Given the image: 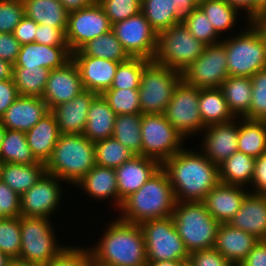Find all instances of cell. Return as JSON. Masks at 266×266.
Segmentation results:
<instances>
[{
	"mask_svg": "<svg viewBox=\"0 0 266 266\" xmlns=\"http://www.w3.org/2000/svg\"><path fill=\"white\" fill-rule=\"evenodd\" d=\"M181 266H195V265L189 259V260L184 261Z\"/></svg>",
	"mask_w": 266,
	"mask_h": 266,
	"instance_id": "cell-69",
	"label": "cell"
},
{
	"mask_svg": "<svg viewBox=\"0 0 266 266\" xmlns=\"http://www.w3.org/2000/svg\"><path fill=\"white\" fill-rule=\"evenodd\" d=\"M97 95L93 91L84 89L71 101L57 105L51 110L60 134H83L90 104Z\"/></svg>",
	"mask_w": 266,
	"mask_h": 266,
	"instance_id": "cell-24",
	"label": "cell"
},
{
	"mask_svg": "<svg viewBox=\"0 0 266 266\" xmlns=\"http://www.w3.org/2000/svg\"><path fill=\"white\" fill-rule=\"evenodd\" d=\"M78 66L83 89L102 94L110 89L120 62L83 55L79 50L72 53Z\"/></svg>",
	"mask_w": 266,
	"mask_h": 266,
	"instance_id": "cell-20",
	"label": "cell"
},
{
	"mask_svg": "<svg viewBox=\"0 0 266 266\" xmlns=\"http://www.w3.org/2000/svg\"><path fill=\"white\" fill-rule=\"evenodd\" d=\"M112 30L130 57L153 60L157 45V32L142 12L112 24Z\"/></svg>",
	"mask_w": 266,
	"mask_h": 266,
	"instance_id": "cell-16",
	"label": "cell"
},
{
	"mask_svg": "<svg viewBox=\"0 0 266 266\" xmlns=\"http://www.w3.org/2000/svg\"><path fill=\"white\" fill-rule=\"evenodd\" d=\"M0 160L2 163L36 164L28 145L24 131L7 129L0 146Z\"/></svg>",
	"mask_w": 266,
	"mask_h": 266,
	"instance_id": "cell-38",
	"label": "cell"
},
{
	"mask_svg": "<svg viewBox=\"0 0 266 266\" xmlns=\"http://www.w3.org/2000/svg\"><path fill=\"white\" fill-rule=\"evenodd\" d=\"M248 189L252 193L266 195V152L255 158L252 183Z\"/></svg>",
	"mask_w": 266,
	"mask_h": 266,
	"instance_id": "cell-55",
	"label": "cell"
},
{
	"mask_svg": "<svg viewBox=\"0 0 266 266\" xmlns=\"http://www.w3.org/2000/svg\"><path fill=\"white\" fill-rule=\"evenodd\" d=\"M92 266H106L93 260Z\"/></svg>",
	"mask_w": 266,
	"mask_h": 266,
	"instance_id": "cell-71",
	"label": "cell"
},
{
	"mask_svg": "<svg viewBox=\"0 0 266 266\" xmlns=\"http://www.w3.org/2000/svg\"><path fill=\"white\" fill-rule=\"evenodd\" d=\"M46 172L45 163L15 164L3 163L1 167V180L5 182L18 195L29 190Z\"/></svg>",
	"mask_w": 266,
	"mask_h": 266,
	"instance_id": "cell-31",
	"label": "cell"
},
{
	"mask_svg": "<svg viewBox=\"0 0 266 266\" xmlns=\"http://www.w3.org/2000/svg\"><path fill=\"white\" fill-rule=\"evenodd\" d=\"M259 239L228 223L219 224L214 248L233 266H239Z\"/></svg>",
	"mask_w": 266,
	"mask_h": 266,
	"instance_id": "cell-25",
	"label": "cell"
},
{
	"mask_svg": "<svg viewBox=\"0 0 266 266\" xmlns=\"http://www.w3.org/2000/svg\"><path fill=\"white\" fill-rule=\"evenodd\" d=\"M220 89L236 118L249 119L252 100V83L250 77L228 76Z\"/></svg>",
	"mask_w": 266,
	"mask_h": 266,
	"instance_id": "cell-30",
	"label": "cell"
},
{
	"mask_svg": "<svg viewBox=\"0 0 266 266\" xmlns=\"http://www.w3.org/2000/svg\"><path fill=\"white\" fill-rule=\"evenodd\" d=\"M14 259L0 251V266H12Z\"/></svg>",
	"mask_w": 266,
	"mask_h": 266,
	"instance_id": "cell-66",
	"label": "cell"
},
{
	"mask_svg": "<svg viewBox=\"0 0 266 266\" xmlns=\"http://www.w3.org/2000/svg\"><path fill=\"white\" fill-rule=\"evenodd\" d=\"M182 80L180 72L151 61L142 72L139 87L141 114H164L174 89Z\"/></svg>",
	"mask_w": 266,
	"mask_h": 266,
	"instance_id": "cell-9",
	"label": "cell"
},
{
	"mask_svg": "<svg viewBox=\"0 0 266 266\" xmlns=\"http://www.w3.org/2000/svg\"><path fill=\"white\" fill-rule=\"evenodd\" d=\"M66 28H55L48 24H38L35 42L48 46H68L65 36Z\"/></svg>",
	"mask_w": 266,
	"mask_h": 266,
	"instance_id": "cell-52",
	"label": "cell"
},
{
	"mask_svg": "<svg viewBox=\"0 0 266 266\" xmlns=\"http://www.w3.org/2000/svg\"><path fill=\"white\" fill-rule=\"evenodd\" d=\"M95 142L83 134H60L45 170L69 185H76L95 165Z\"/></svg>",
	"mask_w": 266,
	"mask_h": 266,
	"instance_id": "cell-4",
	"label": "cell"
},
{
	"mask_svg": "<svg viewBox=\"0 0 266 266\" xmlns=\"http://www.w3.org/2000/svg\"><path fill=\"white\" fill-rule=\"evenodd\" d=\"M141 12L157 34L181 23L184 16L173 0H143Z\"/></svg>",
	"mask_w": 266,
	"mask_h": 266,
	"instance_id": "cell-35",
	"label": "cell"
},
{
	"mask_svg": "<svg viewBox=\"0 0 266 266\" xmlns=\"http://www.w3.org/2000/svg\"><path fill=\"white\" fill-rule=\"evenodd\" d=\"M72 59L68 46H48L36 42L21 45L13 68H47L49 70L64 66Z\"/></svg>",
	"mask_w": 266,
	"mask_h": 266,
	"instance_id": "cell-23",
	"label": "cell"
},
{
	"mask_svg": "<svg viewBox=\"0 0 266 266\" xmlns=\"http://www.w3.org/2000/svg\"><path fill=\"white\" fill-rule=\"evenodd\" d=\"M4 1L16 2L20 4H23L25 2V0H4Z\"/></svg>",
	"mask_w": 266,
	"mask_h": 266,
	"instance_id": "cell-70",
	"label": "cell"
},
{
	"mask_svg": "<svg viewBox=\"0 0 266 266\" xmlns=\"http://www.w3.org/2000/svg\"><path fill=\"white\" fill-rule=\"evenodd\" d=\"M14 65L0 59V80L13 79Z\"/></svg>",
	"mask_w": 266,
	"mask_h": 266,
	"instance_id": "cell-62",
	"label": "cell"
},
{
	"mask_svg": "<svg viewBox=\"0 0 266 266\" xmlns=\"http://www.w3.org/2000/svg\"><path fill=\"white\" fill-rule=\"evenodd\" d=\"M12 266H45L37 263L23 262L20 260H14Z\"/></svg>",
	"mask_w": 266,
	"mask_h": 266,
	"instance_id": "cell-67",
	"label": "cell"
},
{
	"mask_svg": "<svg viewBox=\"0 0 266 266\" xmlns=\"http://www.w3.org/2000/svg\"><path fill=\"white\" fill-rule=\"evenodd\" d=\"M200 0H173L179 10L185 14L195 7H198Z\"/></svg>",
	"mask_w": 266,
	"mask_h": 266,
	"instance_id": "cell-61",
	"label": "cell"
},
{
	"mask_svg": "<svg viewBox=\"0 0 266 266\" xmlns=\"http://www.w3.org/2000/svg\"><path fill=\"white\" fill-rule=\"evenodd\" d=\"M252 83V100L249 119L266 120V68L250 77Z\"/></svg>",
	"mask_w": 266,
	"mask_h": 266,
	"instance_id": "cell-47",
	"label": "cell"
},
{
	"mask_svg": "<svg viewBox=\"0 0 266 266\" xmlns=\"http://www.w3.org/2000/svg\"><path fill=\"white\" fill-rule=\"evenodd\" d=\"M160 167L161 164L155 159L135 155L114 169L118 185V210L122 202L138 191Z\"/></svg>",
	"mask_w": 266,
	"mask_h": 266,
	"instance_id": "cell-19",
	"label": "cell"
},
{
	"mask_svg": "<svg viewBox=\"0 0 266 266\" xmlns=\"http://www.w3.org/2000/svg\"><path fill=\"white\" fill-rule=\"evenodd\" d=\"M6 131H7V129L3 126V124H2V122L0 120V146H1V143L3 142V140H4Z\"/></svg>",
	"mask_w": 266,
	"mask_h": 266,
	"instance_id": "cell-68",
	"label": "cell"
},
{
	"mask_svg": "<svg viewBox=\"0 0 266 266\" xmlns=\"http://www.w3.org/2000/svg\"><path fill=\"white\" fill-rule=\"evenodd\" d=\"M25 134L35 159L39 162L46 163L60 136L54 114L50 111L34 127L25 132Z\"/></svg>",
	"mask_w": 266,
	"mask_h": 266,
	"instance_id": "cell-28",
	"label": "cell"
},
{
	"mask_svg": "<svg viewBox=\"0 0 266 266\" xmlns=\"http://www.w3.org/2000/svg\"><path fill=\"white\" fill-rule=\"evenodd\" d=\"M239 266H266V240H259Z\"/></svg>",
	"mask_w": 266,
	"mask_h": 266,
	"instance_id": "cell-58",
	"label": "cell"
},
{
	"mask_svg": "<svg viewBox=\"0 0 266 266\" xmlns=\"http://www.w3.org/2000/svg\"><path fill=\"white\" fill-rule=\"evenodd\" d=\"M182 23L197 40L205 45L216 44L223 39L216 33L206 14L199 6L185 13Z\"/></svg>",
	"mask_w": 266,
	"mask_h": 266,
	"instance_id": "cell-44",
	"label": "cell"
},
{
	"mask_svg": "<svg viewBox=\"0 0 266 266\" xmlns=\"http://www.w3.org/2000/svg\"><path fill=\"white\" fill-rule=\"evenodd\" d=\"M116 114L101 94L90 104L83 135L92 142L112 137Z\"/></svg>",
	"mask_w": 266,
	"mask_h": 266,
	"instance_id": "cell-29",
	"label": "cell"
},
{
	"mask_svg": "<svg viewBox=\"0 0 266 266\" xmlns=\"http://www.w3.org/2000/svg\"><path fill=\"white\" fill-rule=\"evenodd\" d=\"M228 224L259 240H266V195L249 192Z\"/></svg>",
	"mask_w": 266,
	"mask_h": 266,
	"instance_id": "cell-26",
	"label": "cell"
},
{
	"mask_svg": "<svg viewBox=\"0 0 266 266\" xmlns=\"http://www.w3.org/2000/svg\"><path fill=\"white\" fill-rule=\"evenodd\" d=\"M229 5L236 8L240 13H244L247 20H254V0H225ZM246 14V15H245Z\"/></svg>",
	"mask_w": 266,
	"mask_h": 266,
	"instance_id": "cell-59",
	"label": "cell"
},
{
	"mask_svg": "<svg viewBox=\"0 0 266 266\" xmlns=\"http://www.w3.org/2000/svg\"><path fill=\"white\" fill-rule=\"evenodd\" d=\"M23 5L25 16L37 24L67 28L69 12L59 0H25Z\"/></svg>",
	"mask_w": 266,
	"mask_h": 266,
	"instance_id": "cell-33",
	"label": "cell"
},
{
	"mask_svg": "<svg viewBox=\"0 0 266 266\" xmlns=\"http://www.w3.org/2000/svg\"><path fill=\"white\" fill-rule=\"evenodd\" d=\"M20 48L21 44L13 33H0V59L14 65Z\"/></svg>",
	"mask_w": 266,
	"mask_h": 266,
	"instance_id": "cell-54",
	"label": "cell"
},
{
	"mask_svg": "<svg viewBox=\"0 0 266 266\" xmlns=\"http://www.w3.org/2000/svg\"><path fill=\"white\" fill-rule=\"evenodd\" d=\"M62 6L69 12L78 11L82 8L90 6L92 0H59Z\"/></svg>",
	"mask_w": 266,
	"mask_h": 266,
	"instance_id": "cell-60",
	"label": "cell"
},
{
	"mask_svg": "<svg viewBox=\"0 0 266 266\" xmlns=\"http://www.w3.org/2000/svg\"><path fill=\"white\" fill-rule=\"evenodd\" d=\"M79 51L85 56L98 57L115 62H124L130 58L112 29L88 41Z\"/></svg>",
	"mask_w": 266,
	"mask_h": 266,
	"instance_id": "cell-39",
	"label": "cell"
},
{
	"mask_svg": "<svg viewBox=\"0 0 266 266\" xmlns=\"http://www.w3.org/2000/svg\"><path fill=\"white\" fill-rule=\"evenodd\" d=\"M99 4L108 16L111 24L141 12V3L138 0H101Z\"/></svg>",
	"mask_w": 266,
	"mask_h": 266,
	"instance_id": "cell-49",
	"label": "cell"
},
{
	"mask_svg": "<svg viewBox=\"0 0 266 266\" xmlns=\"http://www.w3.org/2000/svg\"><path fill=\"white\" fill-rule=\"evenodd\" d=\"M141 136L142 156L155 159L161 165L186 144L164 114H142Z\"/></svg>",
	"mask_w": 266,
	"mask_h": 266,
	"instance_id": "cell-11",
	"label": "cell"
},
{
	"mask_svg": "<svg viewBox=\"0 0 266 266\" xmlns=\"http://www.w3.org/2000/svg\"><path fill=\"white\" fill-rule=\"evenodd\" d=\"M0 210L6 217H20V195L0 180Z\"/></svg>",
	"mask_w": 266,
	"mask_h": 266,
	"instance_id": "cell-51",
	"label": "cell"
},
{
	"mask_svg": "<svg viewBox=\"0 0 266 266\" xmlns=\"http://www.w3.org/2000/svg\"><path fill=\"white\" fill-rule=\"evenodd\" d=\"M199 91L181 80L164 112L168 122L186 141L199 137L205 128L198 107Z\"/></svg>",
	"mask_w": 266,
	"mask_h": 266,
	"instance_id": "cell-12",
	"label": "cell"
},
{
	"mask_svg": "<svg viewBox=\"0 0 266 266\" xmlns=\"http://www.w3.org/2000/svg\"><path fill=\"white\" fill-rule=\"evenodd\" d=\"M101 95L116 115L141 113L139 89H108Z\"/></svg>",
	"mask_w": 266,
	"mask_h": 266,
	"instance_id": "cell-45",
	"label": "cell"
},
{
	"mask_svg": "<svg viewBox=\"0 0 266 266\" xmlns=\"http://www.w3.org/2000/svg\"><path fill=\"white\" fill-rule=\"evenodd\" d=\"M183 148L161 167L167 172L176 202L202 201L219 182V165L199 149Z\"/></svg>",
	"mask_w": 266,
	"mask_h": 266,
	"instance_id": "cell-1",
	"label": "cell"
},
{
	"mask_svg": "<svg viewBox=\"0 0 266 266\" xmlns=\"http://www.w3.org/2000/svg\"><path fill=\"white\" fill-rule=\"evenodd\" d=\"M176 204L167 172L159 170L135 193L127 197L118 210V217L140 224L148 219L172 216Z\"/></svg>",
	"mask_w": 266,
	"mask_h": 266,
	"instance_id": "cell-3",
	"label": "cell"
},
{
	"mask_svg": "<svg viewBox=\"0 0 266 266\" xmlns=\"http://www.w3.org/2000/svg\"><path fill=\"white\" fill-rule=\"evenodd\" d=\"M37 27L38 24L34 20L24 16L14 29L13 35L21 45L32 43L35 42Z\"/></svg>",
	"mask_w": 266,
	"mask_h": 266,
	"instance_id": "cell-56",
	"label": "cell"
},
{
	"mask_svg": "<svg viewBox=\"0 0 266 266\" xmlns=\"http://www.w3.org/2000/svg\"><path fill=\"white\" fill-rule=\"evenodd\" d=\"M93 257L85 246L68 245L46 266H92Z\"/></svg>",
	"mask_w": 266,
	"mask_h": 266,
	"instance_id": "cell-48",
	"label": "cell"
},
{
	"mask_svg": "<svg viewBox=\"0 0 266 266\" xmlns=\"http://www.w3.org/2000/svg\"><path fill=\"white\" fill-rule=\"evenodd\" d=\"M83 90L78 66L71 59L64 66L50 70L42 99L51 111L57 105L71 101Z\"/></svg>",
	"mask_w": 266,
	"mask_h": 266,
	"instance_id": "cell-18",
	"label": "cell"
},
{
	"mask_svg": "<svg viewBox=\"0 0 266 266\" xmlns=\"http://www.w3.org/2000/svg\"><path fill=\"white\" fill-rule=\"evenodd\" d=\"M58 177L45 172L29 190L20 196L21 216L53 219L63 201V183Z\"/></svg>",
	"mask_w": 266,
	"mask_h": 266,
	"instance_id": "cell-14",
	"label": "cell"
},
{
	"mask_svg": "<svg viewBox=\"0 0 266 266\" xmlns=\"http://www.w3.org/2000/svg\"><path fill=\"white\" fill-rule=\"evenodd\" d=\"M205 46L181 22L157 34L152 61L182 74L203 53Z\"/></svg>",
	"mask_w": 266,
	"mask_h": 266,
	"instance_id": "cell-7",
	"label": "cell"
},
{
	"mask_svg": "<svg viewBox=\"0 0 266 266\" xmlns=\"http://www.w3.org/2000/svg\"><path fill=\"white\" fill-rule=\"evenodd\" d=\"M105 226L101 238L93 246H88L94 261L106 266H147L145 238L140 224L116 216Z\"/></svg>",
	"mask_w": 266,
	"mask_h": 266,
	"instance_id": "cell-2",
	"label": "cell"
},
{
	"mask_svg": "<svg viewBox=\"0 0 266 266\" xmlns=\"http://www.w3.org/2000/svg\"><path fill=\"white\" fill-rule=\"evenodd\" d=\"M142 114L117 115L112 137L135 155H142Z\"/></svg>",
	"mask_w": 266,
	"mask_h": 266,
	"instance_id": "cell-40",
	"label": "cell"
},
{
	"mask_svg": "<svg viewBox=\"0 0 266 266\" xmlns=\"http://www.w3.org/2000/svg\"><path fill=\"white\" fill-rule=\"evenodd\" d=\"M2 162H0V180H1V167H2Z\"/></svg>",
	"mask_w": 266,
	"mask_h": 266,
	"instance_id": "cell-73",
	"label": "cell"
},
{
	"mask_svg": "<svg viewBox=\"0 0 266 266\" xmlns=\"http://www.w3.org/2000/svg\"><path fill=\"white\" fill-rule=\"evenodd\" d=\"M182 80L199 89L220 88L229 76L225 46L206 45L203 53L181 74Z\"/></svg>",
	"mask_w": 266,
	"mask_h": 266,
	"instance_id": "cell-13",
	"label": "cell"
},
{
	"mask_svg": "<svg viewBox=\"0 0 266 266\" xmlns=\"http://www.w3.org/2000/svg\"><path fill=\"white\" fill-rule=\"evenodd\" d=\"M112 29L108 16L99 3L69 13L65 31L66 42L71 53L78 51L88 41Z\"/></svg>",
	"mask_w": 266,
	"mask_h": 266,
	"instance_id": "cell-15",
	"label": "cell"
},
{
	"mask_svg": "<svg viewBox=\"0 0 266 266\" xmlns=\"http://www.w3.org/2000/svg\"><path fill=\"white\" fill-rule=\"evenodd\" d=\"M255 169V158L235 152L219 165L220 182L250 187Z\"/></svg>",
	"mask_w": 266,
	"mask_h": 266,
	"instance_id": "cell-34",
	"label": "cell"
},
{
	"mask_svg": "<svg viewBox=\"0 0 266 266\" xmlns=\"http://www.w3.org/2000/svg\"><path fill=\"white\" fill-rule=\"evenodd\" d=\"M198 107L205 127L229 122L236 118L220 88L200 89Z\"/></svg>",
	"mask_w": 266,
	"mask_h": 266,
	"instance_id": "cell-32",
	"label": "cell"
},
{
	"mask_svg": "<svg viewBox=\"0 0 266 266\" xmlns=\"http://www.w3.org/2000/svg\"><path fill=\"white\" fill-rule=\"evenodd\" d=\"M189 259L195 266H233L215 248L194 251L190 253Z\"/></svg>",
	"mask_w": 266,
	"mask_h": 266,
	"instance_id": "cell-53",
	"label": "cell"
},
{
	"mask_svg": "<svg viewBox=\"0 0 266 266\" xmlns=\"http://www.w3.org/2000/svg\"><path fill=\"white\" fill-rule=\"evenodd\" d=\"M6 216L0 210V219L5 218Z\"/></svg>",
	"mask_w": 266,
	"mask_h": 266,
	"instance_id": "cell-72",
	"label": "cell"
},
{
	"mask_svg": "<svg viewBox=\"0 0 266 266\" xmlns=\"http://www.w3.org/2000/svg\"><path fill=\"white\" fill-rule=\"evenodd\" d=\"M94 3H99L101 0H92Z\"/></svg>",
	"mask_w": 266,
	"mask_h": 266,
	"instance_id": "cell-74",
	"label": "cell"
},
{
	"mask_svg": "<svg viewBox=\"0 0 266 266\" xmlns=\"http://www.w3.org/2000/svg\"><path fill=\"white\" fill-rule=\"evenodd\" d=\"M150 62L140 57H130L120 62L110 89H139L143 69Z\"/></svg>",
	"mask_w": 266,
	"mask_h": 266,
	"instance_id": "cell-43",
	"label": "cell"
},
{
	"mask_svg": "<svg viewBox=\"0 0 266 266\" xmlns=\"http://www.w3.org/2000/svg\"><path fill=\"white\" fill-rule=\"evenodd\" d=\"M238 151L253 158H258L266 152L264 120L239 118Z\"/></svg>",
	"mask_w": 266,
	"mask_h": 266,
	"instance_id": "cell-36",
	"label": "cell"
},
{
	"mask_svg": "<svg viewBox=\"0 0 266 266\" xmlns=\"http://www.w3.org/2000/svg\"><path fill=\"white\" fill-rule=\"evenodd\" d=\"M243 23L244 30L235 31V35L231 33L227 38L222 36L229 76L252 77L266 68V50L261 33L247 19Z\"/></svg>",
	"mask_w": 266,
	"mask_h": 266,
	"instance_id": "cell-5",
	"label": "cell"
},
{
	"mask_svg": "<svg viewBox=\"0 0 266 266\" xmlns=\"http://www.w3.org/2000/svg\"><path fill=\"white\" fill-rule=\"evenodd\" d=\"M184 261L167 260L157 262H147V266H181Z\"/></svg>",
	"mask_w": 266,
	"mask_h": 266,
	"instance_id": "cell-65",
	"label": "cell"
},
{
	"mask_svg": "<svg viewBox=\"0 0 266 266\" xmlns=\"http://www.w3.org/2000/svg\"><path fill=\"white\" fill-rule=\"evenodd\" d=\"M20 226V261L46 266L68 246L58 241L52 220L49 218L20 216Z\"/></svg>",
	"mask_w": 266,
	"mask_h": 266,
	"instance_id": "cell-8",
	"label": "cell"
},
{
	"mask_svg": "<svg viewBox=\"0 0 266 266\" xmlns=\"http://www.w3.org/2000/svg\"><path fill=\"white\" fill-rule=\"evenodd\" d=\"M238 129L239 118L205 127L199 135L203 137L199 139V151L212 163L220 165L238 151Z\"/></svg>",
	"mask_w": 266,
	"mask_h": 266,
	"instance_id": "cell-17",
	"label": "cell"
},
{
	"mask_svg": "<svg viewBox=\"0 0 266 266\" xmlns=\"http://www.w3.org/2000/svg\"><path fill=\"white\" fill-rule=\"evenodd\" d=\"M19 96L13 79L0 80V118Z\"/></svg>",
	"mask_w": 266,
	"mask_h": 266,
	"instance_id": "cell-57",
	"label": "cell"
},
{
	"mask_svg": "<svg viewBox=\"0 0 266 266\" xmlns=\"http://www.w3.org/2000/svg\"><path fill=\"white\" fill-rule=\"evenodd\" d=\"M145 238L147 262L186 261L189 252L179 236L173 217L148 219L140 223Z\"/></svg>",
	"mask_w": 266,
	"mask_h": 266,
	"instance_id": "cell-10",
	"label": "cell"
},
{
	"mask_svg": "<svg viewBox=\"0 0 266 266\" xmlns=\"http://www.w3.org/2000/svg\"><path fill=\"white\" fill-rule=\"evenodd\" d=\"M251 23L259 30L261 33L263 42L265 44V50H266V14L262 15L259 18H256L251 21Z\"/></svg>",
	"mask_w": 266,
	"mask_h": 266,
	"instance_id": "cell-63",
	"label": "cell"
},
{
	"mask_svg": "<svg viewBox=\"0 0 266 266\" xmlns=\"http://www.w3.org/2000/svg\"><path fill=\"white\" fill-rule=\"evenodd\" d=\"M93 200L106 202L111 199L115 212L118 211V185L113 168L95 165L75 186Z\"/></svg>",
	"mask_w": 266,
	"mask_h": 266,
	"instance_id": "cell-27",
	"label": "cell"
},
{
	"mask_svg": "<svg viewBox=\"0 0 266 266\" xmlns=\"http://www.w3.org/2000/svg\"><path fill=\"white\" fill-rule=\"evenodd\" d=\"M249 192L246 187L219 182L206 194L202 203L219 224L229 223Z\"/></svg>",
	"mask_w": 266,
	"mask_h": 266,
	"instance_id": "cell-21",
	"label": "cell"
},
{
	"mask_svg": "<svg viewBox=\"0 0 266 266\" xmlns=\"http://www.w3.org/2000/svg\"><path fill=\"white\" fill-rule=\"evenodd\" d=\"M177 232L190 253L214 248L219 223L202 201L176 202L172 213Z\"/></svg>",
	"mask_w": 266,
	"mask_h": 266,
	"instance_id": "cell-6",
	"label": "cell"
},
{
	"mask_svg": "<svg viewBox=\"0 0 266 266\" xmlns=\"http://www.w3.org/2000/svg\"><path fill=\"white\" fill-rule=\"evenodd\" d=\"M24 16L23 4L0 0V33H13Z\"/></svg>",
	"mask_w": 266,
	"mask_h": 266,
	"instance_id": "cell-50",
	"label": "cell"
},
{
	"mask_svg": "<svg viewBox=\"0 0 266 266\" xmlns=\"http://www.w3.org/2000/svg\"><path fill=\"white\" fill-rule=\"evenodd\" d=\"M50 70L47 68H13V81L20 96L42 98Z\"/></svg>",
	"mask_w": 266,
	"mask_h": 266,
	"instance_id": "cell-41",
	"label": "cell"
},
{
	"mask_svg": "<svg viewBox=\"0 0 266 266\" xmlns=\"http://www.w3.org/2000/svg\"><path fill=\"white\" fill-rule=\"evenodd\" d=\"M21 250L20 217L0 219V251L18 260Z\"/></svg>",
	"mask_w": 266,
	"mask_h": 266,
	"instance_id": "cell-46",
	"label": "cell"
},
{
	"mask_svg": "<svg viewBox=\"0 0 266 266\" xmlns=\"http://www.w3.org/2000/svg\"><path fill=\"white\" fill-rule=\"evenodd\" d=\"M266 14V0H254V19Z\"/></svg>",
	"mask_w": 266,
	"mask_h": 266,
	"instance_id": "cell-64",
	"label": "cell"
},
{
	"mask_svg": "<svg viewBox=\"0 0 266 266\" xmlns=\"http://www.w3.org/2000/svg\"><path fill=\"white\" fill-rule=\"evenodd\" d=\"M94 153L96 165L113 169L118 168L124 162L135 156V154L114 137L95 142Z\"/></svg>",
	"mask_w": 266,
	"mask_h": 266,
	"instance_id": "cell-42",
	"label": "cell"
},
{
	"mask_svg": "<svg viewBox=\"0 0 266 266\" xmlns=\"http://www.w3.org/2000/svg\"><path fill=\"white\" fill-rule=\"evenodd\" d=\"M50 112L46 102L36 96H19L0 118L9 130L27 132Z\"/></svg>",
	"mask_w": 266,
	"mask_h": 266,
	"instance_id": "cell-22",
	"label": "cell"
},
{
	"mask_svg": "<svg viewBox=\"0 0 266 266\" xmlns=\"http://www.w3.org/2000/svg\"><path fill=\"white\" fill-rule=\"evenodd\" d=\"M206 14L216 33L221 37L234 31L238 18L243 17L239 11L225 0H200L198 5ZM228 31V32H227ZM226 32V33H225Z\"/></svg>",
	"mask_w": 266,
	"mask_h": 266,
	"instance_id": "cell-37",
	"label": "cell"
}]
</instances>
